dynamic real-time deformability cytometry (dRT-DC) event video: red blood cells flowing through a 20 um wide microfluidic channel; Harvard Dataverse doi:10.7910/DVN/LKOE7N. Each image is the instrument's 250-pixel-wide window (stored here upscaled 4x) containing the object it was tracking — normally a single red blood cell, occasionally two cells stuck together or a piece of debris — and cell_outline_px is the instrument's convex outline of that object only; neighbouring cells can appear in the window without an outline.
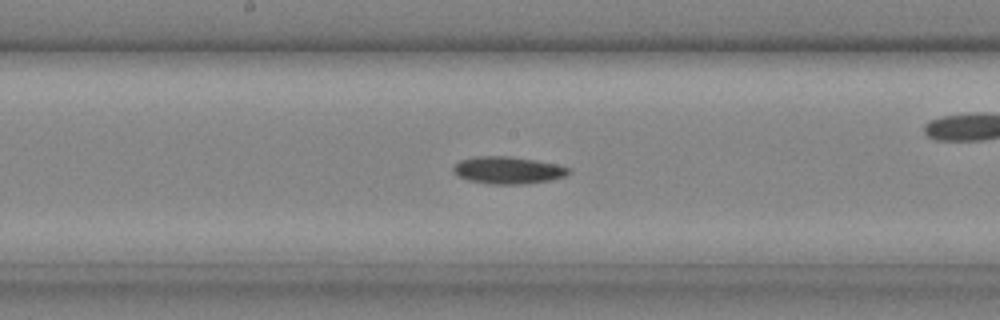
{"species": "common noctule bat (a hibernating species)", "species_latin": "Nyctalus noctula", "temperature_condition": "cold", "stored_images_in_passage": 25, "camera_frame_rate_fps": 3000, "um_per_image_px": 0.085, "animal": {"sex": "male", "body_mass_g": 20.4}, "frame": {"image": 1, "passage_image": 11, "time_ms": 3.333, "image_size_px": [1000, 320], "cell_outline_px": [[572, 172], [564, 176], [552, 180], [528, 184], [488, 184], [468, 180], [456, 176], [452, 172], [452, 168], [460, 160], [476, 156], [508, 156], [556, 164], [572, 168]], "centroid_in_image_um": [43.17, 14.48], "position_along_channel_um": 205.0, "area_um2": 18.5}}